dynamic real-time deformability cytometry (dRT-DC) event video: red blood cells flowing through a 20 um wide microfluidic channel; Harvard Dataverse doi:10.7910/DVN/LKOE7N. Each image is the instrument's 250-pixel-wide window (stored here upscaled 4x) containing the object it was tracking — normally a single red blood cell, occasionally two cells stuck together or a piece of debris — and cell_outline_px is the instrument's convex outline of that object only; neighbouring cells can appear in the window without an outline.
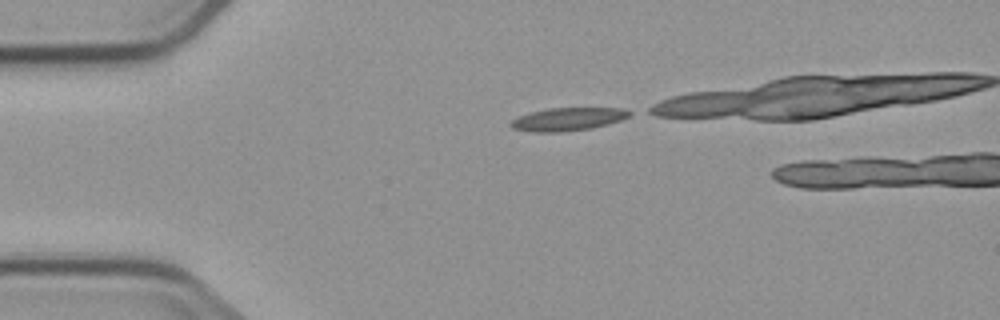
{"species": "common noctule bat (a hibernating species)", "species_latin": "Nyctalus noctula", "temperature_condition": "cold", "stored_images_in_passage": 2, "camera_frame_rate_fps": 3000, "um_per_image_px": 0.085, "animal": {"sex": "male", "body_mass_g": 23.1, "forearm_length_mm": 52.7}, "frame": {"image": 1, "passage_image": 1, "time_ms": 0.0, "image_size_px": [1000, 320], "cell_outline_px": [[632, 112], [628, 116], [620, 120], [608, 124], [592, 128], [560, 132], [532, 132], [512, 128], [508, 124], [512, 120], [520, 116], [532, 112], [548, 108], [620, 108]], "centroid_in_image_um": [48.24, 10.13], "position_along_channel_um": 36.8, "area_um2": 15.78}}